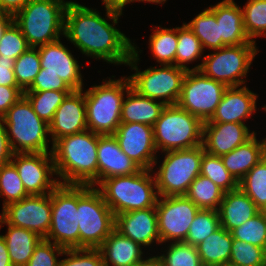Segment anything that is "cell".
Listing matches in <instances>:
<instances>
[{
    "instance_id": "6da1fadb",
    "label": "cell",
    "mask_w": 266,
    "mask_h": 266,
    "mask_svg": "<svg viewBox=\"0 0 266 266\" xmlns=\"http://www.w3.org/2000/svg\"><path fill=\"white\" fill-rule=\"evenodd\" d=\"M104 7L107 18L112 19L113 24L102 18L96 9L69 1L65 10L63 35L87 56L125 65L133 52V45L114 26L122 15V9L111 4H105Z\"/></svg>"
},
{
    "instance_id": "7a4b0ae2",
    "label": "cell",
    "mask_w": 266,
    "mask_h": 266,
    "mask_svg": "<svg viewBox=\"0 0 266 266\" xmlns=\"http://www.w3.org/2000/svg\"><path fill=\"white\" fill-rule=\"evenodd\" d=\"M51 153L60 184L98 185L97 133L87 129L61 137Z\"/></svg>"
},
{
    "instance_id": "3957f363",
    "label": "cell",
    "mask_w": 266,
    "mask_h": 266,
    "mask_svg": "<svg viewBox=\"0 0 266 266\" xmlns=\"http://www.w3.org/2000/svg\"><path fill=\"white\" fill-rule=\"evenodd\" d=\"M152 171L141 169L136 174L113 176L97 185L114 215L156 207L159 195Z\"/></svg>"
},
{
    "instance_id": "277c9868",
    "label": "cell",
    "mask_w": 266,
    "mask_h": 266,
    "mask_svg": "<svg viewBox=\"0 0 266 266\" xmlns=\"http://www.w3.org/2000/svg\"><path fill=\"white\" fill-rule=\"evenodd\" d=\"M68 3L64 0H30L13 16V22L20 28L28 45L38 48L59 40L64 34Z\"/></svg>"
},
{
    "instance_id": "5b68a950",
    "label": "cell",
    "mask_w": 266,
    "mask_h": 266,
    "mask_svg": "<svg viewBox=\"0 0 266 266\" xmlns=\"http://www.w3.org/2000/svg\"><path fill=\"white\" fill-rule=\"evenodd\" d=\"M131 87L129 77H123L118 80L110 78L86 90L87 128L100 135L114 134L121 124L123 96Z\"/></svg>"
},
{
    "instance_id": "8992f818",
    "label": "cell",
    "mask_w": 266,
    "mask_h": 266,
    "mask_svg": "<svg viewBox=\"0 0 266 266\" xmlns=\"http://www.w3.org/2000/svg\"><path fill=\"white\" fill-rule=\"evenodd\" d=\"M2 120L8 128L6 134L13 154L52 152V148L48 151L49 124L34 112L25 95L8 109Z\"/></svg>"
},
{
    "instance_id": "52a82bcc",
    "label": "cell",
    "mask_w": 266,
    "mask_h": 266,
    "mask_svg": "<svg viewBox=\"0 0 266 266\" xmlns=\"http://www.w3.org/2000/svg\"><path fill=\"white\" fill-rule=\"evenodd\" d=\"M79 248L98 249L115 227V215L97 187L77 185Z\"/></svg>"
},
{
    "instance_id": "ba28073f",
    "label": "cell",
    "mask_w": 266,
    "mask_h": 266,
    "mask_svg": "<svg viewBox=\"0 0 266 266\" xmlns=\"http://www.w3.org/2000/svg\"><path fill=\"white\" fill-rule=\"evenodd\" d=\"M155 146L162 152L202 145L203 122L177 104L166 105L153 125Z\"/></svg>"
},
{
    "instance_id": "9c48e42d",
    "label": "cell",
    "mask_w": 266,
    "mask_h": 266,
    "mask_svg": "<svg viewBox=\"0 0 266 266\" xmlns=\"http://www.w3.org/2000/svg\"><path fill=\"white\" fill-rule=\"evenodd\" d=\"M135 46L133 43V52L126 64L132 70H136L135 74L128 76L132 88L150 99H163L162 102L165 105L177 104L188 70L175 65H161L162 68L150 67L144 71H138L139 54Z\"/></svg>"
},
{
    "instance_id": "30bf717a",
    "label": "cell",
    "mask_w": 266,
    "mask_h": 266,
    "mask_svg": "<svg viewBox=\"0 0 266 266\" xmlns=\"http://www.w3.org/2000/svg\"><path fill=\"white\" fill-rule=\"evenodd\" d=\"M204 147L165 152L159 170L154 174L159 196L185 195L200 174Z\"/></svg>"
},
{
    "instance_id": "8fae6325",
    "label": "cell",
    "mask_w": 266,
    "mask_h": 266,
    "mask_svg": "<svg viewBox=\"0 0 266 266\" xmlns=\"http://www.w3.org/2000/svg\"><path fill=\"white\" fill-rule=\"evenodd\" d=\"M204 56L203 62L191 70H199L203 75L224 83L227 87L244 85L243 78L259 52L256 43L224 46Z\"/></svg>"
},
{
    "instance_id": "7c38bea8",
    "label": "cell",
    "mask_w": 266,
    "mask_h": 266,
    "mask_svg": "<svg viewBox=\"0 0 266 266\" xmlns=\"http://www.w3.org/2000/svg\"><path fill=\"white\" fill-rule=\"evenodd\" d=\"M51 225L45 239L65 248H79L77 185L59 184L51 192Z\"/></svg>"
},
{
    "instance_id": "4fadbf2b",
    "label": "cell",
    "mask_w": 266,
    "mask_h": 266,
    "mask_svg": "<svg viewBox=\"0 0 266 266\" xmlns=\"http://www.w3.org/2000/svg\"><path fill=\"white\" fill-rule=\"evenodd\" d=\"M226 88L224 83L206 77L199 70H188L177 105L204 123L215 113Z\"/></svg>"
},
{
    "instance_id": "5bb4252c",
    "label": "cell",
    "mask_w": 266,
    "mask_h": 266,
    "mask_svg": "<svg viewBox=\"0 0 266 266\" xmlns=\"http://www.w3.org/2000/svg\"><path fill=\"white\" fill-rule=\"evenodd\" d=\"M200 209L185 195L160 196L156 203L161 244L185 241L189 227Z\"/></svg>"
},
{
    "instance_id": "9a60e30c",
    "label": "cell",
    "mask_w": 266,
    "mask_h": 266,
    "mask_svg": "<svg viewBox=\"0 0 266 266\" xmlns=\"http://www.w3.org/2000/svg\"><path fill=\"white\" fill-rule=\"evenodd\" d=\"M0 228L2 224L25 228L46 238L51 225V193L29 195L20 201L2 207Z\"/></svg>"
},
{
    "instance_id": "2e32d148",
    "label": "cell",
    "mask_w": 266,
    "mask_h": 266,
    "mask_svg": "<svg viewBox=\"0 0 266 266\" xmlns=\"http://www.w3.org/2000/svg\"><path fill=\"white\" fill-rule=\"evenodd\" d=\"M11 162L29 195L50 194L60 184L49 178L56 174L51 152L14 153Z\"/></svg>"
},
{
    "instance_id": "e0dca14e",
    "label": "cell",
    "mask_w": 266,
    "mask_h": 266,
    "mask_svg": "<svg viewBox=\"0 0 266 266\" xmlns=\"http://www.w3.org/2000/svg\"><path fill=\"white\" fill-rule=\"evenodd\" d=\"M121 150L141 169L153 170L157 164V149L153 126L143 123H121L113 134Z\"/></svg>"
},
{
    "instance_id": "ac0fdd59",
    "label": "cell",
    "mask_w": 266,
    "mask_h": 266,
    "mask_svg": "<svg viewBox=\"0 0 266 266\" xmlns=\"http://www.w3.org/2000/svg\"><path fill=\"white\" fill-rule=\"evenodd\" d=\"M60 41L38 46L43 73L58 75L73 91L82 90L83 81L78 61Z\"/></svg>"
},
{
    "instance_id": "d6986e66",
    "label": "cell",
    "mask_w": 266,
    "mask_h": 266,
    "mask_svg": "<svg viewBox=\"0 0 266 266\" xmlns=\"http://www.w3.org/2000/svg\"><path fill=\"white\" fill-rule=\"evenodd\" d=\"M244 123L204 122L202 146L205 152L222 156L249 140L255 132Z\"/></svg>"
},
{
    "instance_id": "ffe728a7",
    "label": "cell",
    "mask_w": 266,
    "mask_h": 266,
    "mask_svg": "<svg viewBox=\"0 0 266 266\" xmlns=\"http://www.w3.org/2000/svg\"><path fill=\"white\" fill-rule=\"evenodd\" d=\"M86 103L83 89L72 91L57 108L49 123L52 144L61 137L87 130Z\"/></svg>"
},
{
    "instance_id": "44dd1931",
    "label": "cell",
    "mask_w": 266,
    "mask_h": 266,
    "mask_svg": "<svg viewBox=\"0 0 266 266\" xmlns=\"http://www.w3.org/2000/svg\"><path fill=\"white\" fill-rule=\"evenodd\" d=\"M114 229L144 247L150 246L154 240L161 244L156 207L115 215Z\"/></svg>"
},
{
    "instance_id": "7402d4cb",
    "label": "cell",
    "mask_w": 266,
    "mask_h": 266,
    "mask_svg": "<svg viewBox=\"0 0 266 266\" xmlns=\"http://www.w3.org/2000/svg\"><path fill=\"white\" fill-rule=\"evenodd\" d=\"M98 184L113 176L132 175L141 168L120 148L113 134H97Z\"/></svg>"
},
{
    "instance_id": "603a6c76",
    "label": "cell",
    "mask_w": 266,
    "mask_h": 266,
    "mask_svg": "<svg viewBox=\"0 0 266 266\" xmlns=\"http://www.w3.org/2000/svg\"><path fill=\"white\" fill-rule=\"evenodd\" d=\"M227 87L215 113L206 122L244 123L256 111L257 95L245 86Z\"/></svg>"
},
{
    "instance_id": "cb8c5ba5",
    "label": "cell",
    "mask_w": 266,
    "mask_h": 266,
    "mask_svg": "<svg viewBox=\"0 0 266 266\" xmlns=\"http://www.w3.org/2000/svg\"><path fill=\"white\" fill-rule=\"evenodd\" d=\"M209 9L215 14L220 36L225 46L255 43L250 41L243 27V11L234 0H223Z\"/></svg>"
},
{
    "instance_id": "d4e9b609",
    "label": "cell",
    "mask_w": 266,
    "mask_h": 266,
    "mask_svg": "<svg viewBox=\"0 0 266 266\" xmlns=\"http://www.w3.org/2000/svg\"><path fill=\"white\" fill-rule=\"evenodd\" d=\"M217 212L221 227L231 232L253 218L260 210L251 198L238 187L236 190L224 193Z\"/></svg>"
},
{
    "instance_id": "484cf974",
    "label": "cell",
    "mask_w": 266,
    "mask_h": 266,
    "mask_svg": "<svg viewBox=\"0 0 266 266\" xmlns=\"http://www.w3.org/2000/svg\"><path fill=\"white\" fill-rule=\"evenodd\" d=\"M266 155V138L258 141L256 133L245 143L221 157L223 165L239 182Z\"/></svg>"
},
{
    "instance_id": "4316f807",
    "label": "cell",
    "mask_w": 266,
    "mask_h": 266,
    "mask_svg": "<svg viewBox=\"0 0 266 266\" xmlns=\"http://www.w3.org/2000/svg\"><path fill=\"white\" fill-rule=\"evenodd\" d=\"M104 266H132L143 261L141 245L113 230L98 248Z\"/></svg>"
},
{
    "instance_id": "83f0119b",
    "label": "cell",
    "mask_w": 266,
    "mask_h": 266,
    "mask_svg": "<svg viewBox=\"0 0 266 266\" xmlns=\"http://www.w3.org/2000/svg\"><path fill=\"white\" fill-rule=\"evenodd\" d=\"M127 98L123 100L121 123H143L153 126L160 117L165 104L140 95L132 87L126 91Z\"/></svg>"
},
{
    "instance_id": "f1b7e54d",
    "label": "cell",
    "mask_w": 266,
    "mask_h": 266,
    "mask_svg": "<svg viewBox=\"0 0 266 266\" xmlns=\"http://www.w3.org/2000/svg\"><path fill=\"white\" fill-rule=\"evenodd\" d=\"M232 233L220 227L196 246L203 266H220L229 264Z\"/></svg>"
},
{
    "instance_id": "f546056e",
    "label": "cell",
    "mask_w": 266,
    "mask_h": 266,
    "mask_svg": "<svg viewBox=\"0 0 266 266\" xmlns=\"http://www.w3.org/2000/svg\"><path fill=\"white\" fill-rule=\"evenodd\" d=\"M8 231L4 238L12 266H25L30 260L35 246L42 237L25 228L7 224Z\"/></svg>"
},
{
    "instance_id": "4dcf8cb0",
    "label": "cell",
    "mask_w": 266,
    "mask_h": 266,
    "mask_svg": "<svg viewBox=\"0 0 266 266\" xmlns=\"http://www.w3.org/2000/svg\"><path fill=\"white\" fill-rule=\"evenodd\" d=\"M224 191L209 178L199 174L188 188L185 196L189 198L199 209H218Z\"/></svg>"
},
{
    "instance_id": "1f68e13d",
    "label": "cell",
    "mask_w": 266,
    "mask_h": 266,
    "mask_svg": "<svg viewBox=\"0 0 266 266\" xmlns=\"http://www.w3.org/2000/svg\"><path fill=\"white\" fill-rule=\"evenodd\" d=\"M187 26L200 40L203 49L207 47L215 50L225 46L222 43L216 16L209 8L196 15Z\"/></svg>"
},
{
    "instance_id": "d6a6232c",
    "label": "cell",
    "mask_w": 266,
    "mask_h": 266,
    "mask_svg": "<svg viewBox=\"0 0 266 266\" xmlns=\"http://www.w3.org/2000/svg\"><path fill=\"white\" fill-rule=\"evenodd\" d=\"M260 211H266V155L238 182Z\"/></svg>"
},
{
    "instance_id": "836d02e7",
    "label": "cell",
    "mask_w": 266,
    "mask_h": 266,
    "mask_svg": "<svg viewBox=\"0 0 266 266\" xmlns=\"http://www.w3.org/2000/svg\"><path fill=\"white\" fill-rule=\"evenodd\" d=\"M178 27L161 28L158 26L150 36L149 45L152 55L163 65H175L176 48L178 44ZM173 63V64H172Z\"/></svg>"
},
{
    "instance_id": "e575fe53",
    "label": "cell",
    "mask_w": 266,
    "mask_h": 266,
    "mask_svg": "<svg viewBox=\"0 0 266 266\" xmlns=\"http://www.w3.org/2000/svg\"><path fill=\"white\" fill-rule=\"evenodd\" d=\"M72 91H24V95L30 101L34 112L47 124H49L55 111L62 104L63 100Z\"/></svg>"
},
{
    "instance_id": "d590c367",
    "label": "cell",
    "mask_w": 266,
    "mask_h": 266,
    "mask_svg": "<svg viewBox=\"0 0 266 266\" xmlns=\"http://www.w3.org/2000/svg\"><path fill=\"white\" fill-rule=\"evenodd\" d=\"M200 174L209 178L224 192L236 190L238 182L223 165L220 156L203 153Z\"/></svg>"
},
{
    "instance_id": "8d00e7d4",
    "label": "cell",
    "mask_w": 266,
    "mask_h": 266,
    "mask_svg": "<svg viewBox=\"0 0 266 266\" xmlns=\"http://www.w3.org/2000/svg\"><path fill=\"white\" fill-rule=\"evenodd\" d=\"M177 41L175 66L185 70H191L184 63L192 62L198 58L200 59L204 51L201 42L185 23H183L182 27H178Z\"/></svg>"
},
{
    "instance_id": "74e56055",
    "label": "cell",
    "mask_w": 266,
    "mask_h": 266,
    "mask_svg": "<svg viewBox=\"0 0 266 266\" xmlns=\"http://www.w3.org/2000/svg\"><path fill=\"white\" fill-rule=\"evenodd\" d=\"M37 48L30 47L22 53L15 61L13 71L18 86L26 91L35 80L41 70L39 51Z\"/></svg>"
},
{
    "instance_id": "f35d334b",
    "label": "cell",
    "mask_w": 266,
    "mask_h": 266,
    "mask_svg": "<svg viewBox=\"0 0 266 266\" xmlns=\"http://www.w3.org/2000/svg\"><path fill=\"white\" fill-rule=\"evenodd\" d=\"M221 227L216 210L200 209L192 221L185 243L197 246Z\"/></svg>"
},
{
    "instance_id": "ab89813d",
    "label": "cell",
    "mask_w": 266,
    "mask_h": 266,
    "mask_svg": "<svg viewBox=\"0 0 266 266\" xmlns=\"http://www.w3.org/2000/svg\"><path fill=\"white\" fill-rule=\"evenodd\" d=\"M0 196L5 197L3 207L29 196L11 161L0 166Z\"/></svg>"
},
{
    "instance_id": "60d3db41",
    "label": "cell",
    "mask_w": 266,
    "mask_h": 266,
    "mask_svg": "<svg viewBox=\"0 0 266 266\" xmlns=\"http://www.w3.org/2000/svg\"><path fill=\"white\" fill-rule=\"evenodd\" d=\"M243 27L250 41L266 36V0H247L243 7Z\"/></svg>"
},
{
    "instance_id": "b9f144b4",
    "label": "cell",
    "mask_w": 266,
    "mask_h": 266,
    "mask_svg": "<svg viewBox=\"0 0 266 266\" xmlns=\"http://www.w3.org/2000/svg\"><path fill=\"white\" fill-rule=\"evenodd\" d=\"M166 254L156 256L160 266H203L197 248L191 244L171 242Z\"/></svg>"
},
{
    "instance_id": "7bdbcfd3",
    "label": "cell",
    "mask_w": 266,
    "mask_h": 266,
    "mask_svg": "<svg viewBox=\"0 0 266 266\" xmlns=\"http://www.w3.org/2000/svg\"><path fill=\"white\" fill-rule=\"evenodd\" d=\"M233 239H238L266 250V211H260L253 218L231 231Z\"/></svg>"
},
{
    "instance_id": "ee69618b",
    "label": "cell",
    "mask_w": 266,
    "mask_h": 266,
    "mask_svg": "<svg viewBox=\"0 0 266 266\" xmlns=\"http://www.w3.org/2000/svg\"><path fill=\"white\" fill-rule=\"evenodd\" d=\"M229 265L266 266V250L251 243L233 239Z\"/></svg>"
},
{
    "instance_id": "f6af8a7d",
    "label": "cell",
    "mask_w": 266,
    "mask_h": 266,
    "mask_svg": "<svg viewBox=\"0 0 266 266\" xmlns=\"http://www.w3.org/2000/svg\"><path fill=\"white\" fill-rule=\"evenodd\" d=\"M29 48L30 46L20 28L12 22L6 28L0 39V55H3L6 59H13L15 61Z\"/></svg>"
},
{
    "instance_id": "bcb514c9",
    "label": "cell",
    "mask_w": 266,
    "mask_h": 266,
    "mask_svg": "<svg viewBox=\"0 0 266 266\" xmlns=\"http://www.w3.org/2000/svg\"><path fill=\"white\" fill-rule=\"evenodd\" d=\"M64 251L65 248L42 238L25 266H59L57 257L63 255Z\"/></svg>"
},
{
    "instance_id": "7dc6e473",
    "label": "cell",
    "mask_w": 266,
    "mask_h": 266,
    "mask_svg": "<svg viewBox=\"0 0 266 266\" xmlns=\"http://www.w3.org/2000/svg\"><path fill=\"white\" fill-rule=\"evenodd\" d=\"M64 255H67L68 258L60 260L59 266H104L99 249H65Z\"/></svg>"
},
{
    "instance_id": "c3c4849f",
    "label": "cell",
    "mask_w": 266,
    "mask_h": 266,
    "mask_svg": "<svg viewBox=\"0 0 266 266\" xmlns=\"http://www.w3.org/2000/svg\"><path fill=\"white\" fill-rule=\"evenodd\" d=\"M73 91L58 75L39 71L32 85L26 91Z\"/></svg>"
},
{
    "instance_id": "681fc988",
    "label": "cell",
    "mask_w": 266,
    "mask_h": 266,
    "mask_svg": "<svg viewBox=\"0 0 266 266\" xmlns=\"http://www.w3.org/2000/svg\"><path fill=\"white\" fill-rule=\"evenodd\" d=\"M24 95V91L19 86L0 85V118L8 109Z\"/></svg>"
},
{
    "instance_id": "f907efd6",
    "label": "cell",
    "mask_w": 266,
    "mask_h": 266,
    "mask_svg": "<svg viewBox=\"0 0 266 266\" xmlns=\"http://www.w3.org/2000/svg\"><path fill=\"white\" fill-rule=\"evenodd\" d=\"M14 60L0 55V85L18 86L13 71Z\"/></svg>"
},
{
    "instance_id": "816d5d0a",
    "label": "cell",
    "mask_w": 266,
    "mask_h": 266,
    "mask_svg": "<svg viewBox=\"0 0 266 266\" xmlns=\"http://www.w3.org/2000/svg\"><path fill=\"white\" fill-rule=\"evenodd\" d=\"M13 152L8 142L6 128L2 118H0V166L11 161Z\"/></svg>"
},
{
    "instance_id": "f5cc1de1",
    "label": "cell",
    "mask_w": 266,
    "mask_h": 266,
    "mask_svg": "<svg viewBox=\"0 0 266 266\" xmlns=\"http://www.w3.org/2000/svg\"><path fill=\"white\" fill-rule=\"evenodd\" d=\"M30 0H0V12L14 16Z\"/></svg>"
},
{
    "instance_id": "db71d44e",
    "label": "cell",
    "mask_w": 266,
    "mask_h": 266,
    "mask_svg": "<svg viewBox=\"0 0 266 266\" xmlns=\"http://www.w3.org/2000/svg\"><path fill=\"white\" fill-rule=\"evenodd\" d=\"M0 266H12L7 245L2 235H0Z\"/></svg>"
},
{
    "instance_id": "11a10c76",
    "label": "cell",
    "mask_w": 266,
    "mask_h": 266,
    "mask_svg": "<svg viewBox=\"0 0 266 266\" xmlns=\"http://www.w3.org/2000/svg\"><path fill=\"white\" fill-rule=\"evenodd\" d=\"M13 22V16L0 12V39L6 28Z\"/></svg>"
},
{
    "instance_id": "9f6ffc18",
    "label": "cell",
    "mask_w": 266,
    "mask_h": 266,
    "mask_svg": "<svg viewBox=\"0 0 266 266\" xmlns=\"http://www.w3.org/2000/svg\"><path fill=\"white\" fill-rule=\"evenodd\" d=\"M132 266H160V263L158 258L156 256H153Z\"/></svg>"
},
{
    "instance_id": "6f0895ef",
    "label": "cell",
    "mask_w": 266,
    "mask_h": 266,
    "mask_svg": "<svg viewBox=\"0 0 266 266\" xmlns=\"http://www.w3.org/2000/svg\"><path fill=\"white\" fill-rule=\"evenodd\" d=\"M134 1H139V2H149V3H158L161 4L162 2L164 3L166 0H125L119 7L123 10L124 6H126L127 4H129L130 2H134Z\"/></svg>"
},
{
    "instance_id": "680465c9",
    "label": "cell",
    "mask_w": 266,
    "mask_h": 266,
    "mask_svg": "<svg viewBox=\"0 0 266 266\" xmlns=\"http://www.w3.org/2000/svg\"><path fill=\"white\" fill-rule=\"evenodd\" d=\"M104 4L120 6L125 0H102Z\"/></svg>"
}]
</instances>
